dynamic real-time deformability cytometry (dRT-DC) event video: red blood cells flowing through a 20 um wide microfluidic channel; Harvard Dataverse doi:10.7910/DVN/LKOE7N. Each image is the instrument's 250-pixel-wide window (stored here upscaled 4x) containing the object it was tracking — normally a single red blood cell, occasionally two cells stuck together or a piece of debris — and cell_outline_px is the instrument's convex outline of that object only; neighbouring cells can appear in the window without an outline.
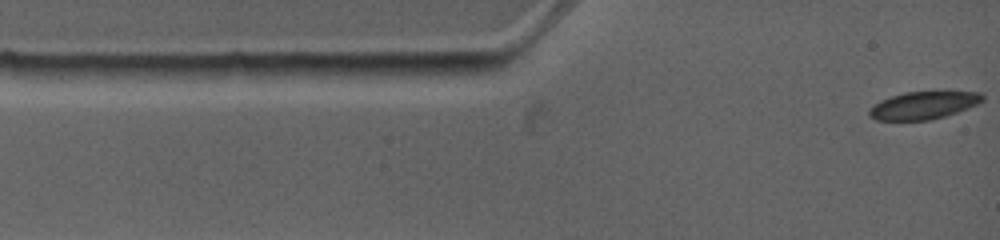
{"species": "common noctule bat (a hibernating species)", "species_latin": "Nyctalus noctula", "temperature_condition": "warm", "stored_images_in_passage": 5, "segment_of_instrument_passage": [1, 2], "camera_frame_rate_fps": 4500, "um_per_image_px": 0.085, "animal": {"sex": "female", "body_mass_g": 19.0, "forearm_length_mm": 53.3}, "frame": {"image": 1, "passage_image": 1, "time_ms": 0.0, "image_size_px": [1000, 240], "cell_outline_px": [[984, 100], [968, 108], [944, 116], [928, 120], [876, 120], [868, 116], [868, 108], [880, 100], [904, 92], [980, 92], [984, 96]], "centroid_in_image_um": [78.44, 8.95], "position_along_channel_um": 6.6, "area_um2": 18.09}}
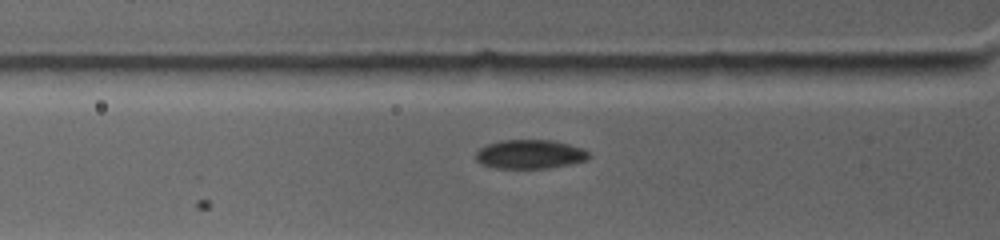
{"frame": {"image": 2, "passage_image": 4, "time_ms": 3.111, "image_size_px": [1000, 240], "cell_outline_px": [[592, 156], [588, 160], [548, 168], [496, 168], [480, 164], [476, 160], [476, 152], [480, 148], [488, 144], [500, 140], [552, 140], [584, 148]], "centroid_in_image_um": [45.06, 13.11], "position_along_channel_um": 80.7, "area_um2": 19.19}}